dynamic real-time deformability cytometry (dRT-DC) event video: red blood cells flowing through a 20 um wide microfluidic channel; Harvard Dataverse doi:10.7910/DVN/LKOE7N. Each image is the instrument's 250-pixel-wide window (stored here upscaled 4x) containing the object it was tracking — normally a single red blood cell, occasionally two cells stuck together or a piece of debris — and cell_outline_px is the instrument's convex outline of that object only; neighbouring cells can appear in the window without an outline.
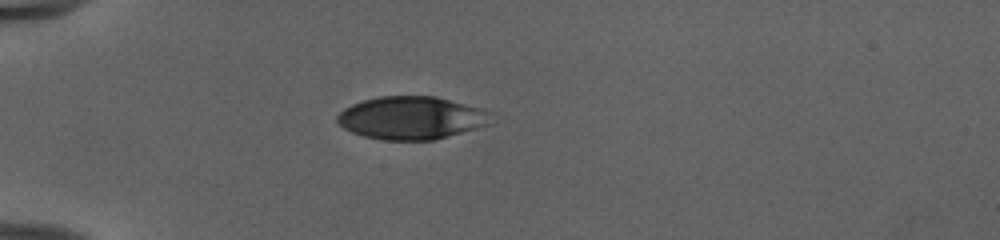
{"species": "human", "species_latin": "Homo sapiens", "temperature_condition": "cold", "stored_images_in_passage": 37, "camera_frame_rate_fps": 3000, "um_per_image_px": 0.085, "donor": {"sex": "female"}, "frame": {"image": 1, "passage_image": 1, "time_ms": 0.0, "image_size_px": [1000, 240], "cell_outline_px": [[492, 112], [488, 124], [476, 128], [436, 140], [380, 140], [364, 136], [352, 132], [344, 128], [336, 120], [336, 116], [344, 108], [352, 104], [364, 100], [380, 96], [436, 96]], "centroid_in_image_um": [34.94, 10.03], "position_along_channel_um": 50.1, "area_um2": 38.26}}
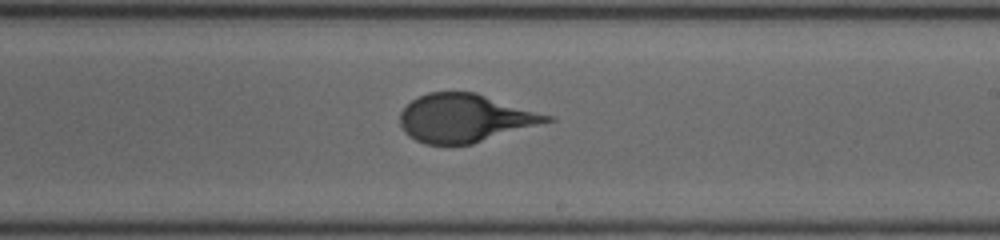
{"frame": {"image": 2, "passage_image": 18, "time_ms": 5.667, "image_size_px": [1000, 240], "cell_outline_px": [[556, 120], [472, 144], [424, 144], [408, 136], [404, 132], [400, 124], [400, 112], [416, 96], [428, 92], [476, 92], [552, 116]], "centroid_in_image_um": [39.5, 10.04], "position_along_channel_um": 249.5, "area_um2": 41.21}}
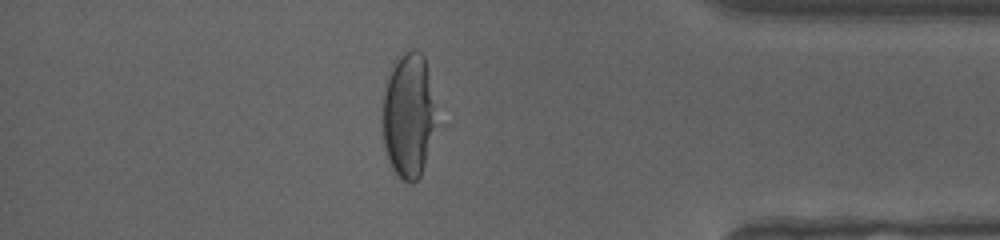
{"frame": {"image": 3, "passage_image": 31, "time_ms": 10.0, "image_size_px": [1000, 240], "cell_outline_px": [[432, 128], [424, 164], [420, 176], [412, 184], [408, 184], [400, 180], [392, 168], [388, 160], [384, 148], [380, 120], [384, 92], [392, 60], [396, 56], [412, 48], [416, 48], [424, 56], [428, 76], [432, 104]], "centroid_in_image_um": [34.6, 9.8], "position_along_channel_um": 400.6, "area_um2": 38.67}}